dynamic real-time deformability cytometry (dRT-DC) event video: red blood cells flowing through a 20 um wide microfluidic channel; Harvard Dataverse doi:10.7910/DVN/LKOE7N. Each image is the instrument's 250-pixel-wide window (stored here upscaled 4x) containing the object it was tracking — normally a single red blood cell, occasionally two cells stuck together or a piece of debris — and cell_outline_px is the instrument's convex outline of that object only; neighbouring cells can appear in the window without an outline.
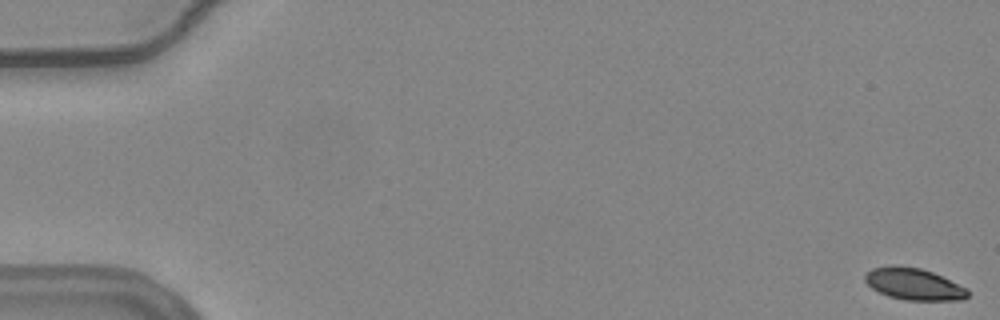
{"species": "common noctule bat (a hibernating species)", "species_latin": "Nyctalus noctula", "temperature_condition": "warm", "stored_images_in_passage": 18, "camera_frame_rate_fps": 3000, "um_per_image_px": 0.085, "animal": {"sex": "female", "body_mass_g": 24.6, "forearm_length_mm": 56.2}, "frame": {"image": 1, "passage_image": 1, "time_ms": 0.0, "image_size_px": [1000, 320], "cell_outline_px": [[968, 296], [964, 300], [904, 300], [888, 296], [872, 288], [864, 280], [864, 276], [872, 268], [892, 264], [896, 264], [920, 268], [932, 272], [968, 288]], "centroid_in_image_um": [77.67, 24.13], "position_along_channel_um": 7.3, "area_um2": 19.13}}